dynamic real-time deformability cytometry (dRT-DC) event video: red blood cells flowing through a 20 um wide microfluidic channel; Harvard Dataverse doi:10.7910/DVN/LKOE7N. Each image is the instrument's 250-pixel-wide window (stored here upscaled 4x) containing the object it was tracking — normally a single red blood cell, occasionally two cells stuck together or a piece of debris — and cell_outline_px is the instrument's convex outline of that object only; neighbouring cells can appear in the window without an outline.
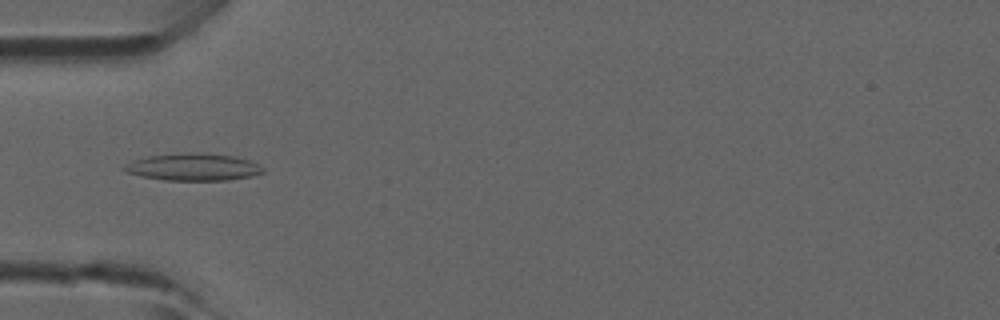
{"species": "common noctule bat (a hibernating species)", "species_latin": "Nyctalus noctula", "temperature_condition": "room temperature", "stored_images_in_passage": 2, "camera_frame_rate_fps": 3000, "um_per_image_px": 0.085, "animal": {"sex": "male", "forearm_length_mm": 52.5}, "frame": {"image": 1, "passage_image": 2, "time_ms": 0.333, "image_size_px": [1000, 320], "cell_outline_px": [[264, 172], [252, 176], [228, 180], [164, 180], [140, 176], [124, 172], [120, 168], [132, 160], [148, 156], [176, 152], [200, 152], [236, 156], [248, 160], [264, 168]], "centroid_in_image_um": [16.37, 14.18], "position_along_channel_um": 68.6, "area_um2": 22.37}}